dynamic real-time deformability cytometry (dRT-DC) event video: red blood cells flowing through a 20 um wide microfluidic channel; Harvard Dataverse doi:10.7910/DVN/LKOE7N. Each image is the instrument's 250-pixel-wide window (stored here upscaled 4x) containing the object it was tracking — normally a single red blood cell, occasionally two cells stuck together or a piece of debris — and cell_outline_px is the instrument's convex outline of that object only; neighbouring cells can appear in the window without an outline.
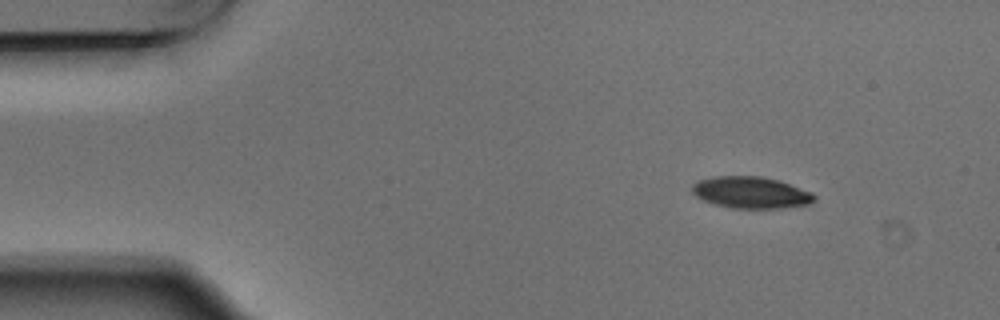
{"species": "Egyptian fruit bat (a non-hibernating species)", "species_latin": "Rousettus aegyptiacus", "temperature_condition": "warm", "stored_images_in_passage": 3, "camera_frame_rate_fps": 3000, "um_per_image_px": 0.085, "animal": {"sex": "male"}, "frame": {"image": 1, "passage_image": 1, "time_ms": 0.0, "image_size_px": [1000, 320], "cell_outline_px": [[816, 200], [808, 204], [780, 208], [732, 208], [716, 204], [704, 200], [696, 196], [692, 192], [692, 184], [696, 180], [716, 176], [760, 176], [780, 180], [812, 192], [816, 196]], "centroid_in_image_um": [63.83, 16.35], "position_along_channel_um": 21.2, "area_um2": 22.6}}